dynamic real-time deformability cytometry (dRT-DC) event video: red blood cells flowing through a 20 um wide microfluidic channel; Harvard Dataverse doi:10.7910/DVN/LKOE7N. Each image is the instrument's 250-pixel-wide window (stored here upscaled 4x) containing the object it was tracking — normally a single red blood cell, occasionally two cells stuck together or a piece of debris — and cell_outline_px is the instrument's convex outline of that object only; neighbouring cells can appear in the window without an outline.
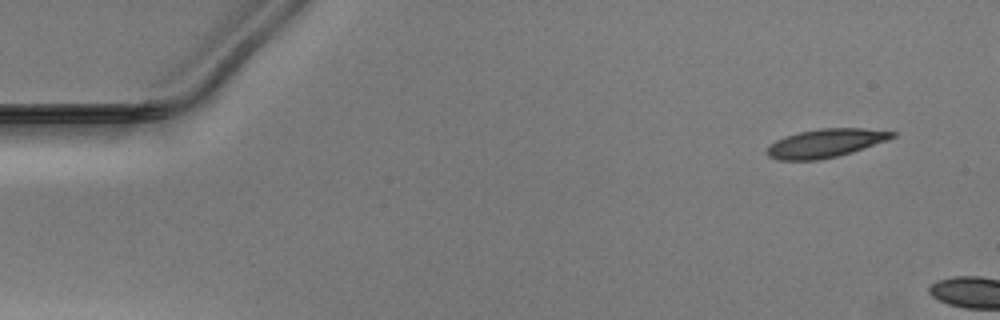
{"species": "Egyptian fruit bat (a non-hibernating species)", "species_latin": "Rousettus aegyptiacus", "temperature_condition": "warm", "stored_images_in_passage": 4, "camera_frame_rate_fps": 3000, "um_per_image_px": 0.085, "animal": {"sex": "male"}, "frame": {"image": 1, "passage_image": 1, "time_ms": 0.0, "image_size_px": [1000, 320], "cell_outline_px": [[896, 136], [888, 140], [852, 152], [836, 156], [816, 160], [780, 160], [768, 156], [768, 148], [776, 140], [784, 136], [800, 132], [820, 128], [864, 128], [896, 132]], "centroid_in_image_um": [70.2, 12.16], "position_along_channel_um": 14.8, "area_um2": 20.58}}